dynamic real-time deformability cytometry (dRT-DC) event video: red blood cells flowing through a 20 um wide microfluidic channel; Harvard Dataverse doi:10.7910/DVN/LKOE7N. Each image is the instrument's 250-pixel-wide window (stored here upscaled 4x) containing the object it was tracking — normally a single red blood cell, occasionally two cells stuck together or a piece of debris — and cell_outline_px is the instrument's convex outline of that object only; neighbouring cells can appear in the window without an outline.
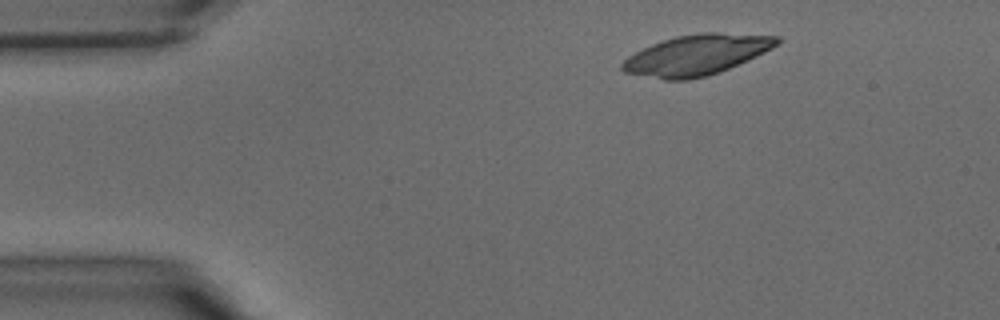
{"species": "common noctule bat (a hibernating species)", "species_latin": "Nyctalus noctula", "temperature_condition": "warm", "stored_images_in_passage": 35, "camera_frame_rate_fps": 3000, "um_per_image_px": 0.085, "animal": {"sex": "male", "body_mass_g": 15.6}, "frame": {"image": 1, "passage_image": 1, "time_ms": 0.0, "image_size_px": [1000, 320], "cell_outline_px": [[780, 40], [772, 48], [764, 52], [720, 72], [708, 76], [688, 80], [664, 80], [624, 72], [620, 68], [620, 64], [628, 56], [652, 44], [676, 36], [700, 32], [716, 32], [780, 36]], "centroid_in_image_um": [59.19, 4.67], "position_along_channel_um": 25.8, "area_um2": 36.3}}
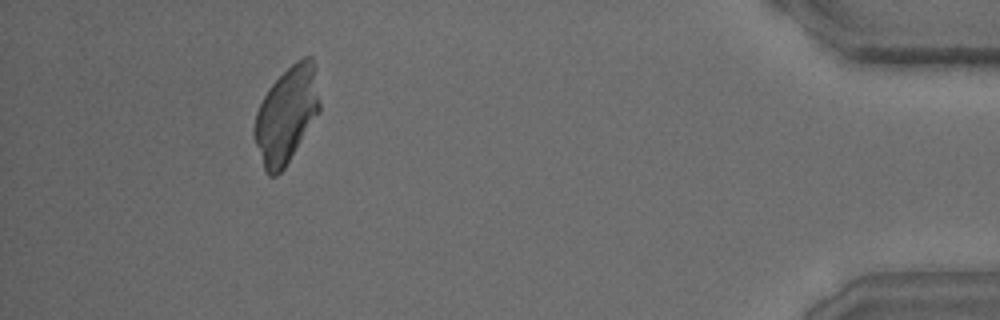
{"frame": {"image": 2, "passage_image": 32, "time_ms": 10.333, "image_size_px": [1000, 320], "cell_outline_px": [[320, 112], [284, 168], [276, 176], [268, 176], [264, 168], [252, 132], [252, 128], [256, 112], [268, 88], [296, 60], [304, 56], [312, 56], [320, 100]], "centroid_in_image_um": [24.35, 9.76], "position_along_channel_um": 410.9, "area_um2": 36.3}}